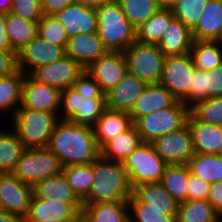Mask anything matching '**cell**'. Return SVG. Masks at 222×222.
I'll list each match as a JSON object with an SVG mask.
<instances>
[{
  "label": "cell",
  "instance_id": "obj_42",
  "mask_svg": "<svg viewBox=\"0 0 222 222\" xmlns=\"http://www.w3.org/2000/svg\"><path fill=\"white\" fill-rule=\"evenodd\" d=\"M208 2L209 0H179L171 10L176 19L181 20L193 31Z\"/></svg>",
  "mask_w": 222,
  "mask_h": 222
},
{
  "label": "cell",
  "instance_id": "obj_34",
  "mask_svg": "<svg viewBox=\"0 0 222 222\" xmlns=\"http://www.w3.org/2000/svg\"><path fill=\"white\" fill-rule=\"evenodd\" d=\"M25 74L18 69L14 74L0 77V113L10 111L12 116L21 106Z\"/></svg>",
  "mask_w": 222,
  "mask_h": 222
},
{
  "label": "cell",
  "instance_id": "obj_22",
  "mask_svg": "<svg viewBox=\"0 0 222 222\" xmlns=\"http://www.w3.org/2000/svg\"><path fill=\"white\" fill-rule=\"evenodd\" d=\"M193 42L192 31L181 20L174 18L157 45L166 57L181 56L190 53Z\"/></svg>",
  "mask_w": 222,
  "mask_h": 222
},
{
  "label": "cell",
  "instance_id": "obj_18",
  "mask_svg": "<svg viewBox=\"0 0 222 222\" xmlns=\"http://www.w3.org/2000/svg\"><path fill=\"white\" fill-rule=\"evenodd\" d=\"M65 49L66 55L84 69L108 52L97 32L80 33L70 37Z\"/></svg>",
  "mask_w": 222,
  "mask_h": 222
},
{
  "label": "cell",
  "instance_id": "obj_47",
  "mask_svg": "<svg viewBox=\"0 0 222 222\" xmlns=\"http://www.w3.org/2000/svg\"><path fill=\"white\" fill-rule=\"evenodd\" d=\"M188 200H207L209 196L210 183L203 181L190 172L188 183Z\"/></svg>",
  "mask_w": 222,
  "mask_h": 222
},
{
  "label": "cell",
  "instance_id": "obj_55",
  "mask_svg": "<svg viewBox=\"0 0 222 222\" xmlns=\"http://www.w3.org/2000/svg\"><path fill=\"white\" fill-rule=\"evenodd\" d=\"M179 0H157L161 9H172Z\"/></svg>",
  "mask_w": 222,
  "mask_h": 222
},
{
  "label": "cell",
  "instance_id": "obj_16",
  "mask_svg": "<svg viewBox=\"0 0 222 222\" xmlns=\"http://www.w3.org/2000/svg\"><path fill=\"white\" fill-rule=\"evenodd\" d=\"M61 91L40 83L25 74L22 85L21 106L45 112H60Z\"/></svg>",
  "mask_w": 222,
  "mask_h": 222
},
{
  "label": "cell",
  "instance_id": "obj_56",
  "mask_svg": "<svg viewBox=\"0 0 222 222\" xmlns=\"http://www.w3.org/2000/svg\"><path fill=\"white\" fill-rule=\"evenodd\" d=\"M13 0H0V12L8 14L11 12Z\"/></svg>",
  "mask_w": 222,
  "mask_h": 222
},
{
  "label": "cell",
  "instance_id": "obj_14",
  "mask_svg": "<svg viewBox=\"0 0 222 222\" xmlns=\"http://www.w3.org/2000/svg\"><path fill=\"white\" fill-rule=\"evenodd\" d=\"M64 56H66L65 46L55 45L37 35L17 53L18 68L24 74H30L37 67L51 64Z\"/></svg>",
  "mask_w": 222,
  "mask_h": 222
},
{
  "label": "cell",
  "instance_id": "obj_39",
  "mask_svg": "<svg viewBox=\"0 0 222 222\" xmlns=\"http://www.w3.org/2000/svg\"><path fill=\"white\" fill-rule=\"evenodd\" d=\"M62 172L73 192L83 201L89 195L94 180L93 162L91 164L64 166Z\"/></svg>",
  "mask_w": 222,
  "mask_h": 222
},
{
  "label": "cell",
  "instance_id": "obj_3",
  "mask_svg": "<svg viewBox=\"0 0 222 222\" xmlns=\"http://www.w3.org/2000/svg\"><path fill=\"white\" fill-rule=\"evenodd\" d=\"M97 12V33L108 51L124 52L136 41V28L126 18L118 0L105 3Z\"/></svg>",
  "mask_w": 222,
  "mask_h": 222
},
{
  "label": "cell",
  "instance_id": "obj_41",
  "mask_svg": "<svg viewBox=\"0 0 222 222\" xmlns=\"http://www.w3.org/2000/svg\"><path fill=\"white\" fill-rule=\"evenodd\" d=\"M190 114L207 124L222 126V97H209L190 107Z\"/></svg>",
  "mask_w": 222,
  "mask_h": 222
},
{
  "label": "cell",
  "instance_id": "obj_26",
  "mask_svg": "<svg viewBox=\"0 0 222 222\" xmlns=\"http://www.w3.org/2000/svg\"><path fill=\"white\" fill-rule=\"evenodd\" d=\"M142 143L140 134L132 124L127 130L107 141L100 148V156L112 161L123 162Z\"/></svg>",
  "mask_w": 222,
  "mask_h": 222
},
{
  "label": "cell",
  "instance_id": "obj_24",
  "mask_svg": "<svg viewBox=\"0 0 222 222\" xmlns=\"http://www.w3.org/2000/svg\"><path fill=\"white\" fill-rule=\"evenodd\" d=\"M34 197L66 203H82L67 183L63 172L42 179L32 187Z\"/></svg>",
  "mask_w": 222,
  "mask_h": 222
},
{
  "label": "cell",
  "instance_id": "obj_30",
  "mask_svg": "<svg viewBox=\"0 0 222 222\" xmlns=\"http://www.w3.org/2000/svg\"><path fill=\"white\" fill-rule=\"evenodd\" d=\"M132 195L146 208L178 209L179 202L163 187L160 182L144 183L133 188Z\"/></svg>",
  "mask_w": 222,
  "mask_h": 222
},
{
  "label": "cell",
  "instance_id": "obj_10",
  "mask_svg": "<svg viewBox=\"0 0 222 222\" xmlns=\"http://www.w3.org/2000/svg\"><path fill=\"white\" fill-rule=\"evenodd\" d=\"M195 65L191 54L167 56L159 84L167 88L173 96L189 107V92Z\"/></svg>",
  "mask_w": 222,
  "mask_h": 222
},
{
  "label": "cell",
  "instance_id": "obj_23",
  "mask_svg": "<svg viewBox=\"0 0 222 222\" xmlns=\"http://www.w3.org/2000/svg\"><path fill=\"white\" fill-rule=\"evenodd\" d=\"M187 123L192 134L194 152L219 155L222 126L197 121L191 114H189Z\"/></svg>",
  "mask_w": 222,
  "mask_h": 222
},
{
  "label": "cell",
  "instance_id": "obj_33",
  "mask_svg": "<svg viewBox=\"0 0 222 222\" xmlns=\"http://www.w3.org/2000/svg\"><path fill=\"white\" fill-rule=\"evenodd\" d=\"M174 18L172 10L160 8L143 24L136 28V41L158 44Z\"/></svg>",
  "mask_w": 222,
  "mask_h": 222
},
{
  "label": "cell",
  "instance_id": "obj_36",
  "mask_svg": "<svg viewBox=\"0 0 222 222\" xmlns=\"http://www.w3.org/2000/svg\"><path fill=\"white\" fill-rule=\"evenodd\" d=\"M187 165L192 175L207 183L222 180V156L218 154L195 153Z\"/></svg>",
  "mask_w": 222,
  "mask_h": 222
},
{
  "label": "cell",
  "instance_id": "obj_5",
  "mask_svg": "<svg viewBox=\"0 0 222 222\" xmlns=\"http://www.w3.org/2000/svg\"><path fill=\"white\" fill-rule=\"evenodd\" d=\"M106 109V95H81L72 86L61 91L60 121L93 127Z\"/></svg>",
  "mask_w": 222,
  "mask_h": 222
},
{
  "label": "cell",
  "instance_id": "obj_19",
  "mask_svg": "<svg viewBox=\"0 0 222 222\" xmlns=\"http://www.w3.org/2000/svg\"><path fill=\"white\" fill-rule=\"evenodd\" d=\"M70 37L80 33L97 32L96 9L74 2L54 15Z\"/></svg>",
  "mask_w": 222,
  "mask_h": 222
},
{
  "label": "cell",
  "instance_id": "obj_57",
  "mask_svg": "<svg viewBox=\"0 0 222 222\" xmlns=\"http://www.w3.org/2000/svg\"><path fill=\"white\" fill-rule=\"evenodd\" d=\"M63 222H86L85 214L82 210H80L75 216H73L71 219H68Z\"/></svg>",
  "mask_w": 222,
  "mask_h": 222
},
{
  "label": "cell",
  "instance_id": "obj_46",
  "mask_svg": "<svg viewBox=\"0 0 222 222\" xmlns=\"http://www.w3.org/2000/svg\"><path fill=\"white\" fill-rule=\"evenodd\" d=\"M72 87L81 95H106L86 70L75 80Z\"/></svg>",
  "mask_w": 222,
  "mask_h": 222
},
{
  "label": "cell",
  "instance_id": "obj_28",
  "mask_svg": "<svg viewBox=\"0 0 222 222\" xmlns=\"http://www.w3.org/2000/svg\"><path fill=\"white\" fill-rule=\"evenodd\" d=\"M38 23L12 12L6 14V32L13 51L18 53L38 35Z\"/></svg>",
  "mask_w": 222,
  "mask_h": 222
},
{
  "label": "cell",
  "instance_id": "obj_38",
  "mask_svg": "<svg viewBox=\"0 0 222 222\" xmlns=\"http://www.w3.org/2000/svg\"><path fill=\"white\" fill-rule=\"evenodd\" d=\"M127 202L129 222H177L178 209L146 208V204L138 201L133 195Z\"/></svg>",
  "mask_w": 222,
  "mask_h": 222
},
{
  "label": "cell",
  "instance_id": "obj_51",
  "mask_svg": "<svg viewBox=\"0 0 222 222\" xmlns=\"http://www.w3.org/2000/svg\"><path fill=\"white\" fill-rule=\"evenodd\" d=\"M207 200L222 216V180L210 184L209 196Z\"/></svg>",
  "mask_w": 222,
  "mask_h": 222
},
{
  "label": "cell",
  "instance_id": "obj_43",
  "mask_svg": "<svg viewBox=\"0 0 222 222\" xmlns=\"http://www.w3.org/2000/svg\"><path fill=\"white\" fill-rule=\"evenodd\" d=\"M38 35L55 45H67L69 36L65 27L54 15H43L38 23Z\"/></svg>",
  "mask_w": 222,
  "mask_h": 222
},
{
  "label": "cell",
  "instance_id": "obj_54",
  "mask_svg": "<svg viewBox=\"0 0 222 222\" xmlns=\"http://www.w3.org/2000/svg\"><path fill=\"white\" fill-rule=\"evenodd\" d=\"M110 1L112 0H76L77 3L93 9H98L99 7Z\"/></svg>",
  "mask_w": 222,
  "mask_h": 222
},
{
  "label": "cell",
  "instance_id": "obj_4",
  "mask_svg": "<svg viewBox=\"0 0 222 222\" xmlns=\"http://www.w3.org/2000/svg\"><path fill=\"white\" fill-rule=\"evenodd\" d=\"M60 113L20 106L11 117L13 131L26 148L48 147Z\"/></svg>",
  "mask_w": 222,
  "mask_h": 222
},
{
  "label": "cell",
  "instance_id": "obj_9",
  "mask_svg": "<svg viewBox=\"0 0 222 222\" xmlns=\"http://www.w3.org/2000/svg\"><path fill=\"white\" fill-rule=\"evenodd\" d=\"M128 73L146 84H159L165 55L157 44L135 41L124 51Z\"/></svg>",
  "mask_w": 222,
  "mask_h": 222
},
{
  "label": "cell",
  "instance_id": "obj_58",
  "mask_svg": "<svg viewBox=\"0 0 222 222\" xmlns=\"http://www.w3.org/2000/svg\"><path fill=\"white\" fill-rule=\"evenodd\" d=\"M219 155L222 156V142H221V146L219 148Z\"/></svg>",
  "mask_w": 222,
  "mask_h": 222
},
{
  "label": "cell",
  "instance_id": "obj_6",
  "mask_svg": "<svg viewBox=\"0 0 222 222\" xmlns=\"http://www.w3.org/2000/svg\"><path fill=\"white\" fill-rule=\"evenodd\" d=\"M63 171L60 159L48 148H26L11 172L21 182L33 187L42 179Z\"/></svg>",
  "mask_w": 222,
  "mask_h": 222
},
{
  "label": "cell",
  "instance_id": "obj_29",
  "mask_svg": "<svg viewBox=\"0 0 222 222\" xmlns=\"http://www.w3.org/2000/svg\"><path fill=\"white\" fill-rule=\"evenodd\" d=\"M86 222H129L127 201L83 203Z\"/></svg>",
  "mask_w": 222,
  "mask_h": 222
},
{
  "label": "cell",
  "instance_id": "obj_17",
  "mask_svg": "<svg viewBox=\"0 0 222 222\" xmlns=\"http://www.w3.org/2000/svg\"><path fill=\"white\" fill-rule=\"evenodd\" d=\"M83 203H66L61 201H47L32 195L29 211L25 222H63L71 219L80 210Z\"/></svg>",
  "mask_w": 222,
  "mask_h": 222
},
{
  "label": "cell",
  "instance_id": "obj_48",
  "mask_svg": "<svg viewBox=\"0 0 222 222\" xmlns=\"http://www.w3.org/2000/svg\"><path fill=\"white\" fill-rule=\"evenodd\" d=\"M18 69L17 53L13 50H0V77L14 74Z\"/></svg>",
  "mask_w": 222,
  "mask_h": 222
},
{
  "label": "cell",
  "instance_id": "obj_49",
  "mask_svg": "<svg viewBox=\"0 0 222 222\" xmlns=\"http://www.w3.org/2000/svg\"><path fill=\"white\" fill-rule=\"evenodd\" d=\"M209 97H222V65L209 70Z\"/></svg>",
  "mask_w": 222,
  "mask_h": 222
},
{
  "label": "cell",
  "instance_id": "obj_31",
  "mask_svg": "<svg viewBox=\"0 0 222 222\" xmlns=\"http://www.w3.org/2000/svg\"><path fill=\"white\" fill-rule=\"evenodd\" d=\"M190 169L187 164H168L161 184L174 199L181 203L188 200Z\"/></svg>",
  "mask_w": 222,
  "mask_h": 222
},
{
  "label": "cell",
  "instance_id": "obj_45",
  "mask_svg": "<svg viewBox=\"0 0 222 222\" xmlns=\"http://www.w3.org/2000/svg\"><path fill=\"white\" fill-rule=\"evenodd\" d=\"M11 12L30 21L43 18L41 0H13Z\"/></svg>",
  "mask_w": 222,
  "mask_h": 222
},
{
  "label": "cell",
  "instance_id": "obj_15",
  "mask_svg": "<svg viewBox=\"0 0 222 222\" xmlns=\"http://www.w3.org/2000/svg\"><path fill=\"white\" fill-rule=\"evenodd\" d=\"M32 187L11 172L0 173V200L3 211L25 218L29 211Z\"/></svg>",
  "mask_w": 222,
  "mask_h": 222
},
{
  "label": "cell",
  "instance_id": "obj_59",
  "mask_svg": "<svg viewBox=\"0 0 222 222\" xmlns=\"http://www.w3.org/2000/svg\"><path fill=\"white\" fill-rule=\"evenodd\" d=\"M3 211V207H2V204H1V200H0V212Z\"/></svg>",
  "mask_w": 222,
  "mask_h": 222
},
{
  "label": "cell",
  "instance_id": "obj_50",
  "mask_svg": "<svg viewBox=\"0 0 222 222\" xmlns=\"http://www.w3.org/2000/svg\"><path fill=\"white\" fill-rule=\"evenodd\" d=\"M76 0H41L43 15H55Z\"/></svg>",
  "mask_w": 222,
  "mask_h": 222
},
{
  "label": "cell",
  "instance_id": "obj_25",
  "mask_svg": "<svg viewBox=\"0 0 222 222\" xmlns=\"http://www.w3.org/2000/svg\"><path fill=\"white\" fill-rule=\"evenodd\" d=\"M192 34L194 40L222 41V0H209Z\"/></svg>",
  "mask_w": 222,
  "mask_h": 222
},
{
  "label": "cell",
  "instance_id": "obj_12",
  "mask_svg": "<svg viewBox=\"0 0 222 222\" xmlns=\"http://www.w3.org/2000/svg\"><path fill=\"white\" fill-rule=\"evenodd\" d=\"M84 70L79 63L66 55L51 64L37 67L29 75L40 83L64 91L73 86Z\"/></svg>",
  "mask_w": 222,
  "mask_h": 222
},
{
  "label": "cell",
  "instance_id": "obj_27",
  "mask_svg": "<svg viewBox=\"0 0 222 222\" xmlns=\"http://www.w3.org/2000/svg\"><path fill=\"white\" fill-rule=\"evenodd\" d=\"M133 124L129 113L106 109L93 126L99 148Z\"/></svg>",
  "mask_w": 222,
  "mask_h": 222
},
{
  "label": "cell",
  "instance_id": "obj_37",
  "mask_svg": "<svg viewBox=\"0 0 222 222\" xmlns=\"http://www.w3.org/2000/svg\"><path fill=\"white\" fill-rule=\"evenodd\" d=\"M26 147L14 131L0 130V173L12 172Z\"/></svg>",
  "mask_w": 222,
  "mask_h": 222
},
{
  "label": "cell",
  "instance_id": "obj_32",
  "mask_svg": "<svg viewBox=\"0 0 222 222\" xmlns=\"http://www.w3.org/2000/svg\"><path fill=\"white\" fill-rule=\"evenodd\" d=\"M190 54L197 69L217 68L222 65V41L194 40Z\"/></svg>",
  "mask_w": 222,
  "mask_h": 222
},
{
  "label": "cell",
  "instance_id": "obj_2",
  "mask_svg": "<svg viewBox=\"0 0 222 222\" xmlns=\"http://www.w3.org/2000/svg\"><path fill=\"white\" fill-rule=\"evenodd\" d=\"M93 183L89 195L82 203H105L128 201L132 187L122 162L99 156L93 161Z\"/></svg>",
  "mask_w": 222,
  "mask_h": 222
},
{
  "label": "cell",
  "instance_id": "obj_21",
  "mask_svg": "<svg viewBox=\"0 0 222 222\" xmlns=\"http://www.w3.org/2000/svg\"><path fill=\"white\" fill-rule=\"evenodd\" d=\"M178 100L161 84H147L129 113L132 122L152 112L167 109Z\"/></svg>",
  "mask_w": 222,
  "mask_h": 222
},
{
  "label": "cell",
  "instance_id": "obj_35",
  "mask_svg": "<svg viewBox=\"0 0 222 222\" xmlns=\"http://www.w3.org/2000/svg\"><path fill=\"white\" fill-rule=\"evenodd\" d=\"M176 221L222 222V216L208 200H187L179 203Z\"/></svg>",
  "mask_w": 222,
  "mask_h": 222
},
{
  "label": "cell",
  "instance_id": "obj_40",
  "mask_svg": "<svg viewBox=\"0 0 222 222\" xmlns=\"http://www.w3.org/2000/svg\"><path fill=\"white\" fill-rule=\"evenodd\" d=\"M128 21L138 28L157 10V0H118Z\"/></svg>",
  "mask_w": 222,
  "mask_h": 222
},
{
  "label": "cell",
  "instance_id": "obj_11",
  "mask_svg": "<svg viewBox=\"0 0 222 222\" xmlns=\"http://www.w3.org/2000/svg\"><path fill=\"white\" fill-rule=\"evenodd\" d=\"M156 153L167 164H188L195 155L192 134L188 123L151 142Z\"/></svg>",
  "mask_w": 222,
  "mask_h": 222
},
{
  "label": "cell",
  "instance_id": "obj_44",
  "mask_svg": "<svg viewBox=\"0 0 222 222\" xmlns=\"http://www.w3.org/2000/svg\"><path fill=\"white\" fill-rule=\"evenodd\" d=\"M209 98V71L195 68L189 92V108L196 102Z\"/></svg>",
  "mask_w": 222,
  "mask_h": 222
},
{
  "label": "cell",
  "instance_id": "obj_13",
  "mask_svg": "<svg viewBox=\"0 0 222 222\" xmlns=\"http://www.w3.org/2000/svg\"><path fill=\"white\" fill-rule=\"evenodd\" d=\"M85 70L106 94L127 75L128 66L124 52L108 51Z\"/></svg>",
  "mask_w": 222,
  "mask_h": 222
},
{
  "label": "cell",
  "instance_id": "obj_20",
  "mask_svg": "<svg viewBox=\"0 0 222 222\" xmlns=\"http://www.w3.org/2000/svg\"><path fill=\"white\" fill-rule=\"evenodd\" d=\"M146 85L137 76L127 73L114 88L106 93L107 108L130 113Z\"/></svg>",
  "mask_w": 222,
  "mask_h": 222
},
{
  "label": "cell",
  "instance_id": "obj_52",
  "mask_svg": "<svg viewBox=\"0 0 222 222\" xmlns=\"http://www.w3.org/2000/svg\"><path fill=\"white\" fill-rule=\"evenodd\" d=\"M6 13L0 12V50H12L6 32Z\"/></svg>",
  "mask_w": 222,
  "mask_h": 222
},
{
  "label": "cell",
  "instance_id": "obj_7",
  "mask_svg": "<svg viewBox=\"0 0 222 222\" xmlns=\"http://www.w3.org/2000/svg\"><path fill=\"white\" fill-rule=\"evenodd\" d=\"M189 114L190 108L182 101H177L167 109L136 119L133 124L143 142L151 143L154 139L183 127Z\"/></svg>",
  "mask_w": 222,
  "mask_h": 222
},
{
  "label": "cell",
  "instance_id": "obj_1",
  "mask_svg": "<svg viewBox=\"0 0 222 222\" xmlns=\"http://www.w3.org/2000/svg\"><path fill=\"white\" fill-rule=\"evenodd\" d=\"M48 148L62 166L91 164L100 156L92 126L60 121L51 136Z\"/></svg>",
  "mask_w": 222,
  "mask_h": 222
},
{
  "label": "cell",
  "instance_id": "obj_8",
  "mask_svg": "<svg viewBox=\"0 0 222 222\" xmlns=\"http://www.w3.org/2000/svg\"><path fill=\"white\" fill-rule=\"evenodd\" d=\"M132 189L140 184L161 182L167 163L151 143L143 142L123 162Z\"/></svg>",
  "mask_w": 222,
  "mask_h": 222
},
{
  "label": "cell",
  "instance_id": "obj_53",
  "mask_svg": "<svg viewBox=\"0 0 222 222\" xmlns=\"http://www.w3.org/2000/svg\"><path fill=\"white\" fill-rule=\"evenodd\" d=\"M0 222H25L24 218L17 214L8 213L6 211L0 212Z\"/></svg>",
  "mask_w": 222,
  "mask_h": 222
}]
</instances>
